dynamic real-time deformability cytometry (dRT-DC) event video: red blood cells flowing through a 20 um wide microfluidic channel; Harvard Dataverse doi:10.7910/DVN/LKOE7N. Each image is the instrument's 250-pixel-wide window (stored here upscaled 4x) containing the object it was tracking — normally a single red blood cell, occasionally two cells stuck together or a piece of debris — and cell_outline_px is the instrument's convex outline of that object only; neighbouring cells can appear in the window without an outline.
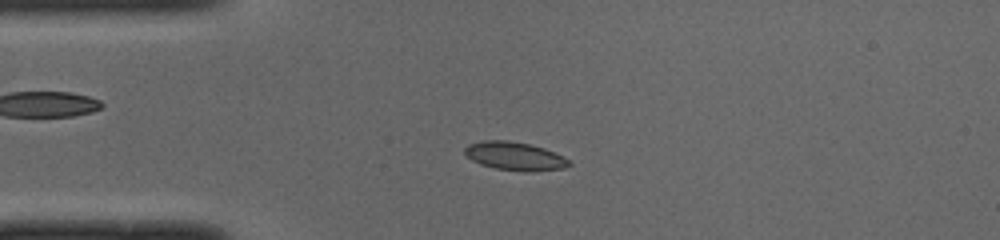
{"species": "common noctule bat (a hibernating species)", "species_latin": "Nyctalus noctula", "temperature_condition": "cold", "stored_images_in_passage": 40, "camera_frame_rate_fps": 3000, "um_per_image_px": 0.085, "animal": {"sex": "male", "body_mass_g": 19.0, "forearm_length_mm": 50.8}, "frame": {"image": 1, "passage_image": 2, "time_ms": 0.333, "image_size_px": [1000, 240], "cell_outline_px": [[572, 164], [564, 168], [532, 172], [528, 172], [496, 168], [480, 164], [472, 160], [464, 152], [464, 148], [468, 144], [484, 140], [508, 140], [528, 144], [544, 148], [564, 156]], "centroid_in_image_um": [43.77, 13.27], "position_along_channel_um": 41.2, "area_um2": 17.22}}
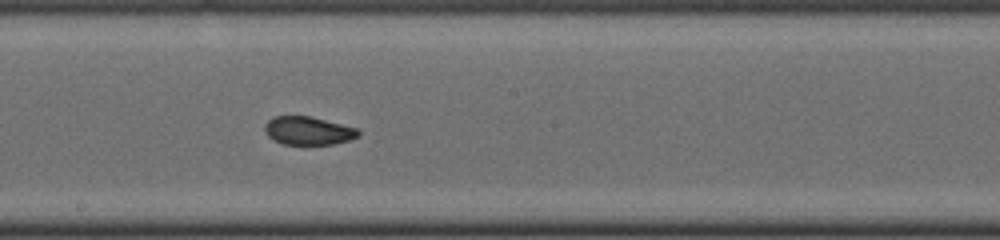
{"frame": {"image": 2, "passage_image": 17, "time_ms": 5.333, "image_size_px": [1000, 240], "cell_outline_px": [[360, 136], [348, 140], [332, 144], [284, 144], [272, 140], [268, 136], [264, 128], [264, 124], [268, 120], [276, 116], [312, 116], [360, 128]], "centroid_in_image_um": [26.23, 11.1], "position_along_channel_um": 222.0, "area_um2": 15.61}}
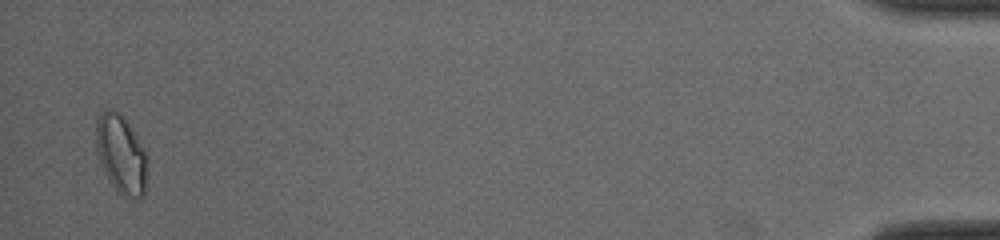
{"frame": {"image": 3, "passage_image": 39, "time_ms": 12.667, "image_size_px": [1000, 240], "cell_outline_px": [[148, 168], [144, 196], [136, 200], [120, 192], [108, 180], [104, 172], [96, 148], [96, 124], [100, 112], [112, 108], [120, 112], [144, 148]], "centroid_in_image_um": [10.31, 13.11], "position_along_channel_um": 424.9, "area_um2": 23.41}, "authors_computed_cell_mechanics": {"area_um2": 16.473, "velocity_mm_per_s": 3.9988, "shape_relaxation_time_tau1_ms": null, "shape_relaxation_time_tau2_ms": 0.7725, "deformation_change_tau1": null, "deformation_change_tau2": 0.0403}}